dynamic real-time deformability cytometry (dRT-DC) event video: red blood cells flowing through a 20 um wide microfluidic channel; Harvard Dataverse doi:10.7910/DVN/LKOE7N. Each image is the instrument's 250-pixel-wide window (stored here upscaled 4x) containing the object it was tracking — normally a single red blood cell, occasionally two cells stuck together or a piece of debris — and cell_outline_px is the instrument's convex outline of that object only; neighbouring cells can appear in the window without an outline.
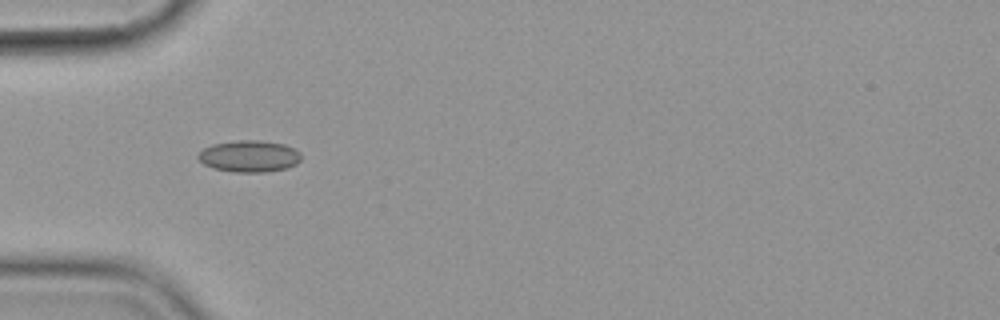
{"species": "common noctule bat (a hibernating species)", "species_latin": "Nyctalus noctula", "temperature_condition": "cold", "stored_images_in_passage": 39, "camera_frame_rate_fps": 3000, "um_per_image_px": 0.085, "animal": {"sex": "female", "body_mass_g": 19.9}, "frame": {"image": 1, "passage_image": 1, "time_ms": 0.0, "image_size_px": [1000, 320], "cell_outline_px": [[300, 160], [296, 164], [288, 168], [268, 172], [232, 172], [212, 168], [204, 164], [196, 156], [204, 148], [212, 144], [236, 140], [260, 140], [284, 144], [300, 152]], "centroid_in_image_um": [21.18, 13.28], "position_along_channel_um": 63.8, "area_um2": 19.13}}
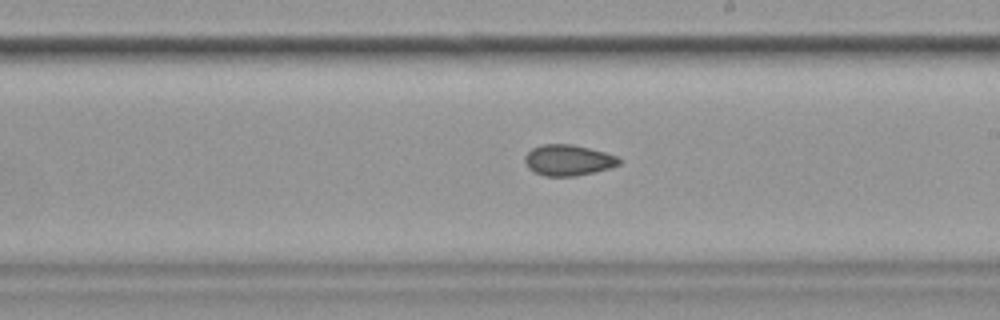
{"frame": {"image": 2, "passage_image": 16, "time_ms": 5.0, "image_size_px": [1000, 320], "cell_outline_px": [[624, 160], [620, 164], [596, 172], [576, 176], [544, 176], [528, 168], [524, 160], [524, 156], [532, 148], [544, 144], [572, 144], [604, 152], [616, 156]], "centroid_in_image_um": [48.31, 13.62], "position_along_channel_um": 240.7, "area_um2": 16.99}}
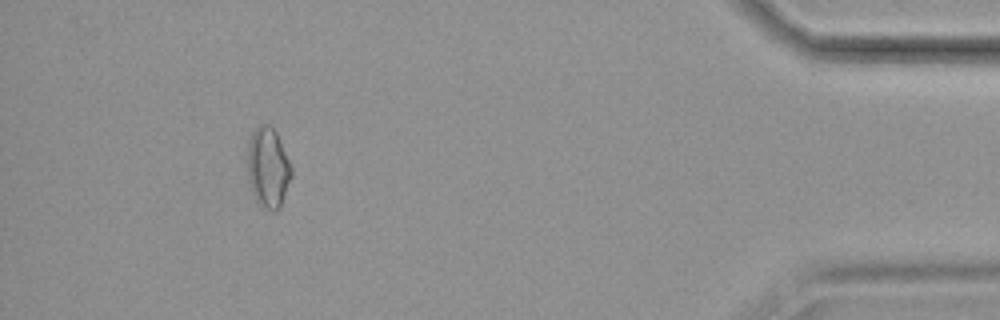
{"frame": {"image": 3, "passage_image": 35, "time_ms": 11.333, "image_size_px": [1000, 320], "cell_outline_px": [[292, 176], [280, 208], [272, 212], [260, 204], [256, 200], [252, 192], [248, 180], [248, 140], [252, 132], [260, 124], [268, 124], [276, 132], [292, 168]], "centroid_in_image_um": [22.78, 14.25], "position_along_channel_um": 412.4, "area_um2": 20.46}, "authors_computed_cell_mechanics": {"area_um2": 17.1088, "velocity_mm_per_s": 3.5788, "shape_relaxation_time_tau1_ms": null, "shape_relaxation_time_tau2_ms": 2.0859, "deformation_change_tau1": null, "deformation_change_tau2": 0.0659}}